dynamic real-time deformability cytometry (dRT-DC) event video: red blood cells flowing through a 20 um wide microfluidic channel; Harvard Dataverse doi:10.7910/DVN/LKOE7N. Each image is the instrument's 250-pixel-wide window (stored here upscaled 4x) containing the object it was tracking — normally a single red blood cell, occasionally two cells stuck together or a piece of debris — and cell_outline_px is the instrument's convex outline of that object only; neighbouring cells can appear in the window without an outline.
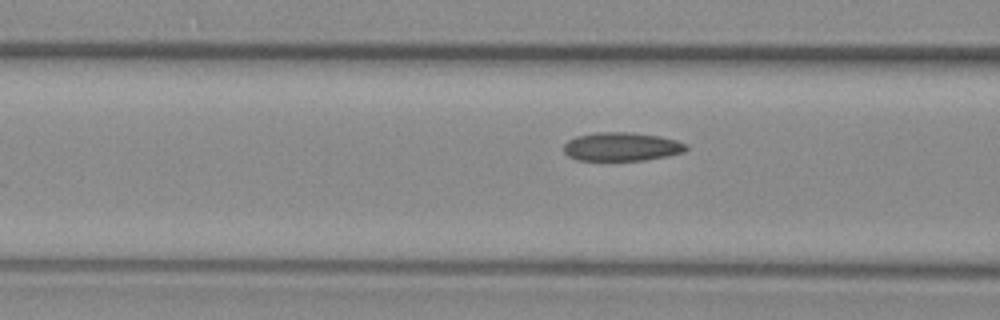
{"species": "common noctule bat (a hibernating species)", "species_latin": "Nyctalus noctula", "temperature_condition": "warm", "stored_images_in_passage": 7, "camera_frame_rate_fps": 3000, "um_per_image_px": 0.085, "animal": {"sex": "female", "body_mass_g": 29.2, "forearm_length_mm": 56.3}, "frame": {"image": 1, "passage_image": 4, "time_ms": 1.0, "image_size_px": [1000, 320], "cell_outline_px": [[688, 148], [684, 152], [644, 160], [576, 160], [568, 156], [564, 152], [564, 144], [568, 140], [576, 136], [596, 132], [632, 132], [660, 136], [676, 140], [688, 144]], "centroid_in_image_um": [52.83, 12.46], "position_along_channel_um": 113.8, "area_um2": 20.46}}